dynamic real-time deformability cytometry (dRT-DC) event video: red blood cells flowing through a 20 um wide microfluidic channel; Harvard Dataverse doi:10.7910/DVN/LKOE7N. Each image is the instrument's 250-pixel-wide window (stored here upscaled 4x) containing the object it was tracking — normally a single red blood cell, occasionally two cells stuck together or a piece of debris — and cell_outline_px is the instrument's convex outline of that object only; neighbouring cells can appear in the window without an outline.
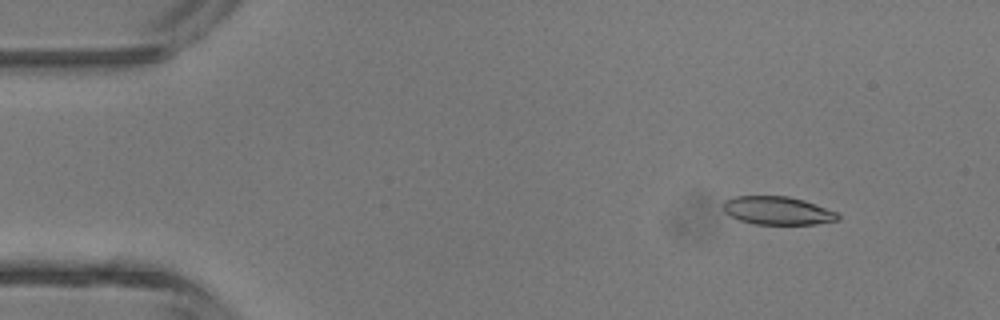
{"species": "common noctule bat (a hibernating species)", "species_latin": "Nyctalus noctula", "temperature_condition": "room temperature", "stored_images_in_passage": 4, "camera_frame_rate_fps": 3000, "um_per_image_px": 0.085, "animal": {"sex": "male", "body_mass_g": 13.3}, "frame": {"image": 1, "passage_image": 2, "time_ms": 1.333, "image_size_px": [1000, 320], "cell_outline_px": [[840, 220], [816, 224], [752, 224], [740, 220], [724, 212], [724, 200], [736, 196], [788, 196], [804, 200], [836, 212], [840, 216]], "centroid_in_image_um": [66.1, 17.9], "position_along_channel_um": 18.9, "area_um2": 18.79}}
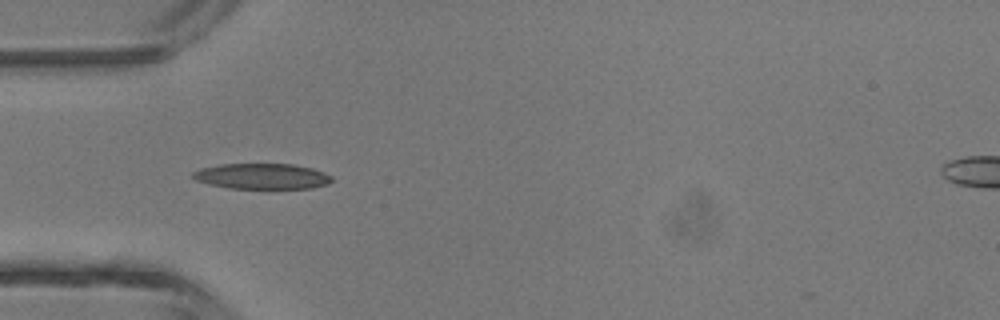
{"frame": {"image": 2, "passage_image": 4, "time_ms": 4.333, "image_size_px": [1000, 320], "cell_outline_px": [[332, 180], [328, 184], [312, 188], [228, 188], [208, 184], [196, 180], [192, 176], [192, 172], [200, 168], [220, 164], [292, 164], [312, 168], [324, 172], [332, 176]], "centroid_in_image_um": [22.26, 14.98], "position_along_channel_um": 62.7, "area_um2": 20.75}}